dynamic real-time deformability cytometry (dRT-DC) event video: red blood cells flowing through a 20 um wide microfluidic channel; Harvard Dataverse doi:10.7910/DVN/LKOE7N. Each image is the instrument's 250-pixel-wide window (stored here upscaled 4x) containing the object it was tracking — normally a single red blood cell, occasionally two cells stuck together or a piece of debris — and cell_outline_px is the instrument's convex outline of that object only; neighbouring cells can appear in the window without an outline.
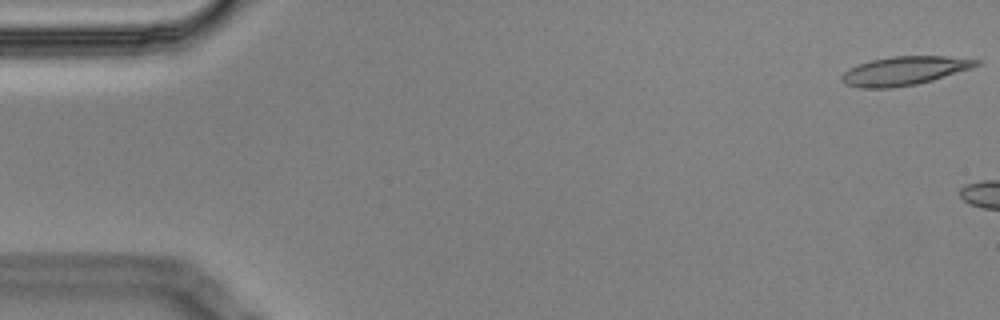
{"species": "Egyptian fruit bat (a non-hibernating species)", "species_latin": "Rousettus aegyptiacus", "temperature_condition": "cold", "stored_images_in_passage": 2, "camera_frame_rate_fps": 3000, "um_per_image_px": 0.085, "animal": {"sex": "male"}, "frame": {"image": 1, "passage_image": 1, "time_ms": 0.0, "image_size_px": [1000, 320], "cell_outline_px": [[984, 60], [980, 64], [972, 68], [932, 80], [916, 84], [892, 88], [860, 88], [844, 84], [840, 80], [840, 76], [848, 68], [872, 60], [892, 56], [944, 56]], "centroid_in_image_um": [76.86, 6.02], "position_along_channel_um": 8.1, "area_um2": 22.6}}